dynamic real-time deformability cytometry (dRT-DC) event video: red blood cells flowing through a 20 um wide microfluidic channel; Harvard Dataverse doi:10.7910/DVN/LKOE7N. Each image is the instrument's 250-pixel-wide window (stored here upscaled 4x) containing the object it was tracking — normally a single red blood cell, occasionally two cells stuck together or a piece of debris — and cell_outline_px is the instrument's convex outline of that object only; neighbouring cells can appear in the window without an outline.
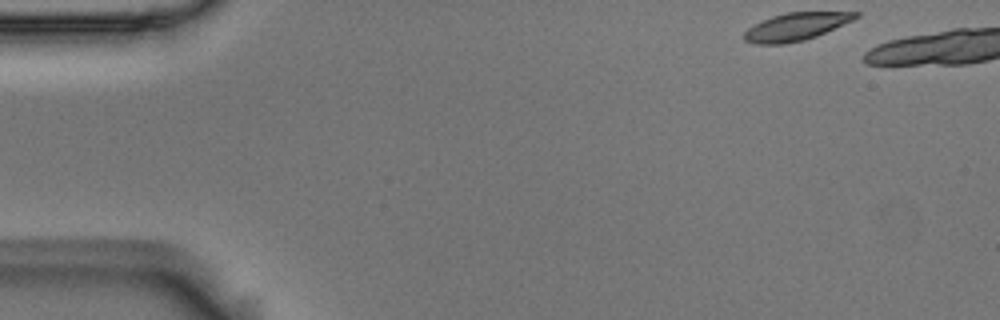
{"species": "Egyptian fruit bat (a non-hibernating species)", "species_latin": "Rousettus aegyptiacus", "temperature_condition": "room temperature", "stored_images_in_passage": 4, "camera_frame_rate_fps": 3000, "um_per_image_px": 0.085, "animal": {"sex": "male"}, "frame": {"image": 1, "passage_image": 1, "time_ms": 0.0, "image_size_px": [1000, 320], "cell_outline_px": [[860, 16], [852, 20], [816, 36], [804, 40], [784, 44], [756, 44], [744, 40], [744, 32], [748, 28], [772, 16], [788, 12], [860, 12]], "centroid_in_image_um": [67.65, 2.27], "position_along_channel_um": 17.4, "area_um2": 17.69}}